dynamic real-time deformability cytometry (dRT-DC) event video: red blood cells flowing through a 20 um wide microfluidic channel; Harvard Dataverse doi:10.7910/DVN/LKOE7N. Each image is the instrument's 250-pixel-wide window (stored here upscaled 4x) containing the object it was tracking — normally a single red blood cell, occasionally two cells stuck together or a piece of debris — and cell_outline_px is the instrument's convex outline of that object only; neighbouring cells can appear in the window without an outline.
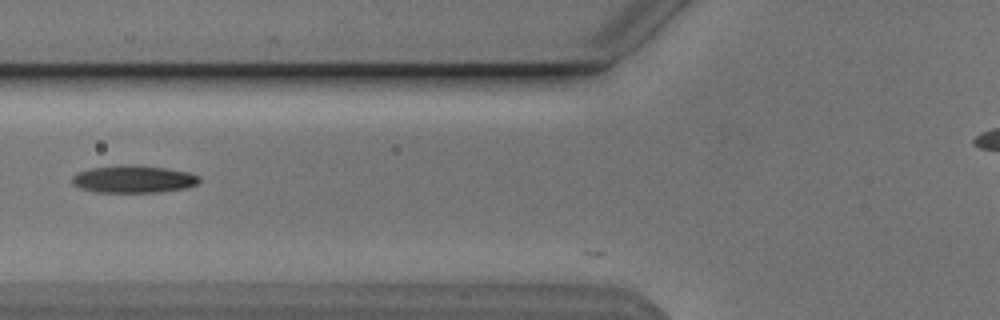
{"species": "Egyptian fruit bat (a non-hibernating species)", "species_latin": "Rousettus aegyptiacus", "temperature_condition": "cold", "stored_images_in_passage": 35, "camera_frame_rate_fps": 3000, "um_per_image_px": 0.085, "animal": {"sex": "male"}, "frame": {"image": 1, "passage_image": 6, "time_ms": 1.667, "image_size_px": [1000, 320], "cell_outline_px": [[200, 180], [196, 184], [188, 188], [160, 192], [96, 192], [80, 188], [72, 184], [72, 176], [76, 172], [92, 168], [164, 168], [188, 172], [200, 176]], "centroid_in_image_um": [11.36, 15.29], "position_along_channel_um": 114.4, "area_um2": 19.31}}
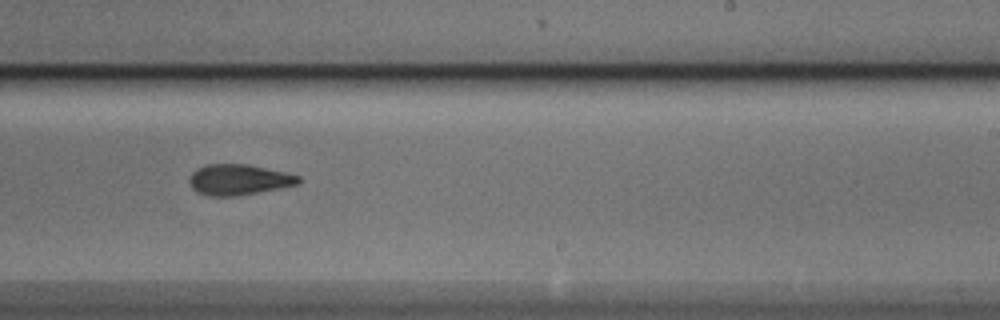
{"frame": {"image": 2, "passage_image": 18, "time_ms": 5.667, "image_size_px": [1000, 320], "cell_outline_px": [[300, 180], [296, 184], [280, 188], [236, 196], [208, 196], [196, 192], [192, 188], [188, 180], [192, 172], [196, 168], [208, 164], [248, 164], [284, 172], [300, 176]], "centroid_in_image_um": [20.24, 15.27], "position_along_channel_um": 268.8, "area_um2": 19.48}}
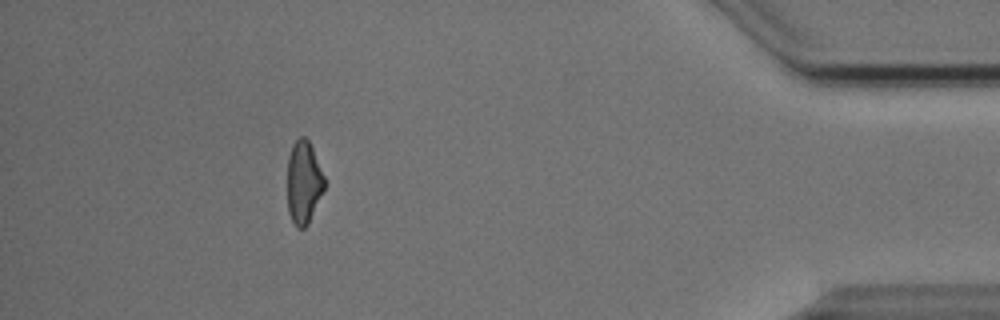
{"frame": {"image": 3, "passage_image": 33, "time_ms": 10.667, "image_size_px": [1000, 320], "cell_outline_px": [[324, 188], [308, 224], [304, 228], [296, 228], [288, 212], [288, 156], [292, 144], [300, 136], [304, 136], [308, 140], [312, 148], [324, 176]], "centroid_in_image_um": [25.79, 15.5], "position_along_channel_um": 409.4, "area_um2": 17.69}, "authors_computed_cell_mechanics": {"area_um2": 19.4208, "velocity_mm_per_s": 3.8542, "shape_relaxation_time_tau1_ms": 3.3959, "shape_relaxation_time_tau2_ms": 2.5518, "deformation_change_tau1": 0.1411, "deformation_change_tau2": 0.109}}